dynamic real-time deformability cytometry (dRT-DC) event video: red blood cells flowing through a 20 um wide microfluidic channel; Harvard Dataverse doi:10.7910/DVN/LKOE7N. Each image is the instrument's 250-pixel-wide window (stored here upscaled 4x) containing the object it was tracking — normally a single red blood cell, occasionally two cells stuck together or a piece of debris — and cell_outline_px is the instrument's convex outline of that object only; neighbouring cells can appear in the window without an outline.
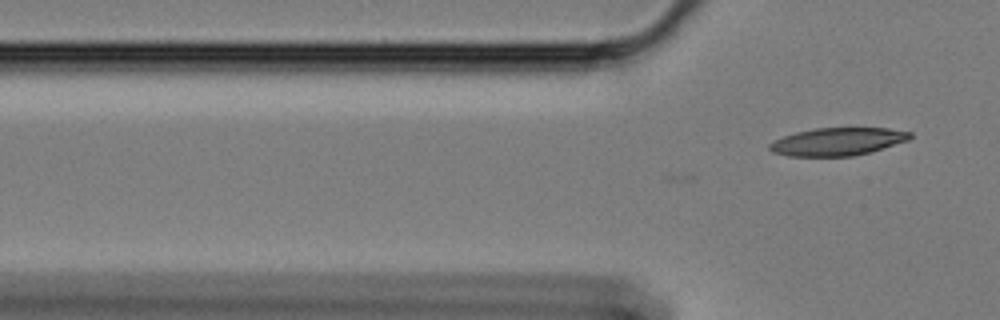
{"species": "Egyptian fruit bat (a non-hibernating species)", "species_latin": "Rousettus aegyptiacus", "temperature_condition": "cold", "stored_images_in_passage": 5, "camera_frame_rate_fps": 3000, "um_per_image_px": 0.085, "animal": {"sex": "female"}, "frame": {"image": 1, "passage_image": 5, "time_ms": 1.333, "image_size_px": [1000, 320], "cell_outline_px": [[912, 136], [908, 140], [868, 152], [852, 156], [788, 156], [772, 152], [768, 148], [768, 144], [784, 136], [796, 132], [816, 128], [888, 128], [912, 132]], "centroid_in_image_um": [71.17, 12.03], "position_along_channel_um": 54.6, "area_um2": 22.54}}